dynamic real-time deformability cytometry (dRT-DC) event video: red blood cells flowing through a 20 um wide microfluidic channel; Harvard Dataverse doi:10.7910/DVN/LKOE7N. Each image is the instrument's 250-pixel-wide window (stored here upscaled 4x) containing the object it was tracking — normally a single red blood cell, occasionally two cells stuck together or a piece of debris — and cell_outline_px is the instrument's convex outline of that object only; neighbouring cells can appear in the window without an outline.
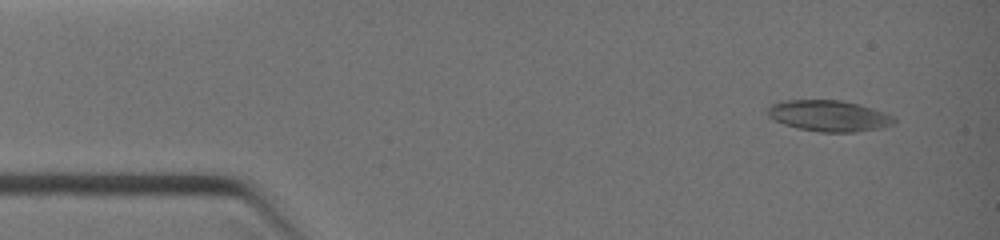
{"species": "common noctule bat (a hibernating species)", "species_latin": "Nyctalus noctula", "temperature_condition": "warm", "stored_images_in_passage": 47, "camera_frame_rate_fps": 3000, "um_per_image_px": 0.085, "animal": {"sex": "female", "body_mass_g": 19.0, "forearm_length_mm": 51.5}, "frame": {"image": 1, "passage_image": 1, "time_ms": 0.0, "image_size_px": [1000, 240], "cell_outline_px": [[896, 124], [880, 128], [856, 132], [820, 132], [796, 128], [784, 124], [768, 116], [768, 108], [772, 104], [784, 100], [840, 100], [860, 104], [884, 112], [892, 116], [896, 120]], "centroid_in_image_um": [70.48, 9.85], "position_along_channel_um": 14.5, "area_um2": 22.95}}
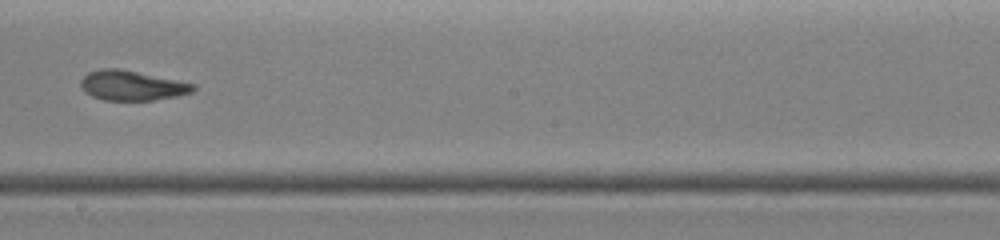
{"frame": {"image": 2, "passage_image": 29, "time_ms": 6.0, "image_size_px": [1000, 240], "cell_outline_px": [[196, 88], [192, 92], [176, 96], [156, 100], [104, 100], [92, 96], [84, 92], [80, 84], [80, 80], [88, 72], [100, 68], [120, 68], [196, 84]], "centroid_in_image_um": [11.19, 7.26], "position_along_channel_um": 237.0, "area_um2": 19.65}}
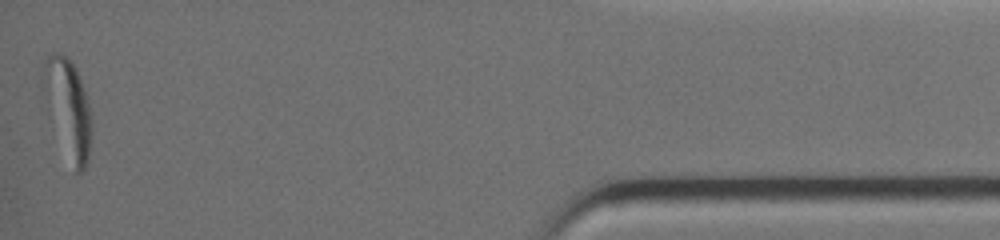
{"frame": {"image": 3, "passage_image": 47, "time_ms": 11.0, "image_size_px": [1000, 240], "cell_outline_px": [[92, 132], [88, 160], [84, 168], [80, 172], [76, 172], [40, 76], [48, 52], [60, 52], [68, 56], [76, 68], [92, 116]], "centroid_in_image_um": [5.85, 9.01], "position_along_channel_um": 429.3, "area_um2": 25.55}}